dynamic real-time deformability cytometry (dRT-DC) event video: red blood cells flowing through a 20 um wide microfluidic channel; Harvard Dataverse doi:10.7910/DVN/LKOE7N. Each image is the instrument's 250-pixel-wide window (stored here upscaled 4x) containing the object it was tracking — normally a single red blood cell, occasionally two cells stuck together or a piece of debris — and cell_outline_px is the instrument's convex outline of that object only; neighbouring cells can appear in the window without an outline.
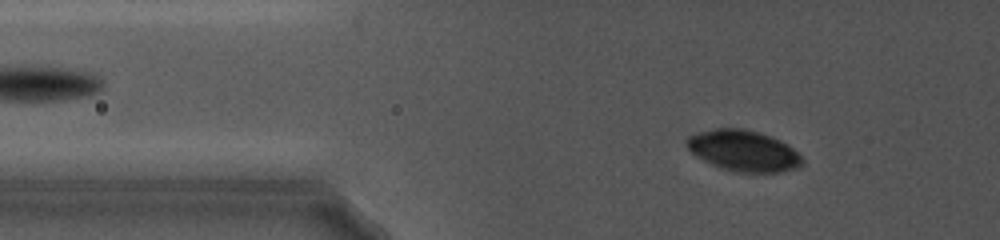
{"species": "common noctule bat (a hibernating species)", "species_latin": "Nyctalus noctula", "temperature_condition": "cold", "stored_images_in_passage": 11, "camera_frame_rate_fps": 5000, "um_per_image_px": 0.085, "animal": {"sex": "female", "body_mass_g": 19.0, "forearm_length_mm": 56.7}, "frame": {"image": 1, "passage_image": 4, "time_ms": 1.2, "image_size_px": [1000, 240], "cell_outline_px": [[804, 164], [800, 168], [780, 172], [736, 172], [712, 164], [696, 156], [688, 148], [684, 140], [688, 136], [696, 132], [716, 128], [744, 128], [772, 136], [788, 144], [804, 160]], "centroid_in_image_um": [63.21, 12.8], "position_along_channel_um": 62.6, "area_um2": 27.74}}